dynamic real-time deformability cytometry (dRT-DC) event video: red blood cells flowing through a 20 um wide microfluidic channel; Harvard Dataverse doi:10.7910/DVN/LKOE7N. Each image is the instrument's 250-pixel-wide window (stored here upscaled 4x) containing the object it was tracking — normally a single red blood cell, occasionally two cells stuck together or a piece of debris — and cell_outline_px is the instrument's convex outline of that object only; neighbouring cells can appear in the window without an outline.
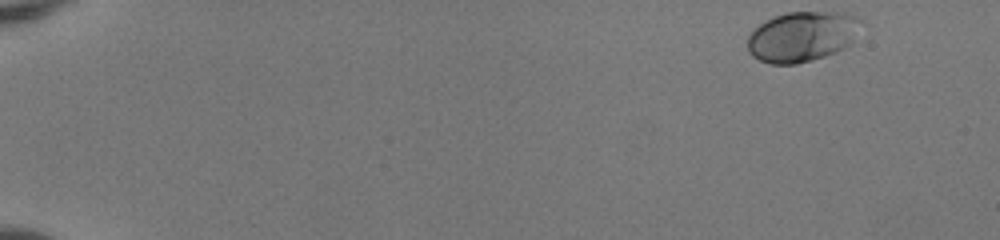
{"species": "human", "species_latin": "Homo sapiens", "temperature_condition": "room temperature", "stored_images_in_passage": 49, "camera_frame_rate_fps": 3000, "um_per_image_px": 0.085, "donor": {"sex": "female"}, "frame": {"image": 1, "passage_image": 1, "time_ms": 0.0, "image_size_px": [1000, 240], "cell_outline_px": [[868, 24], [852, 44], [836, 52], [812, 60], [796, 64], [772, 64], [760, 60], [752, 56], [748, 52], [748, 36], [760, 24], [776, 16], [788, 12], [848, 12], [864, 20]], "centroid_in_image_um": [68.32, 3.09], "position_along_channel_um": 16.7, "area_um2": 33.93}}
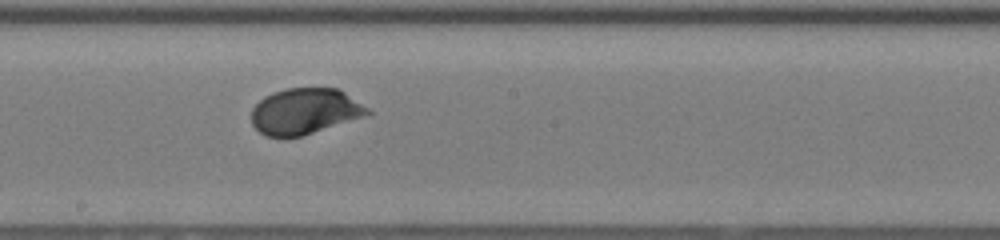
{"frame": {"image": 2, "passage_image": 28, "time_ms": 9.0, "image_size_px": [1000, 240], "cell_outline_px": [[372, 112], [364, 116], [300, 136], [264, 136], [252, 124], [252, 108], [264, 96], [272, 92], [288, 88], [336, 88], [344, 92], [368, 108]], "centroid_in_image_um": [25.88, 9.44], "position_along_channel_um": 222.3, "area_um2": 30.58}}
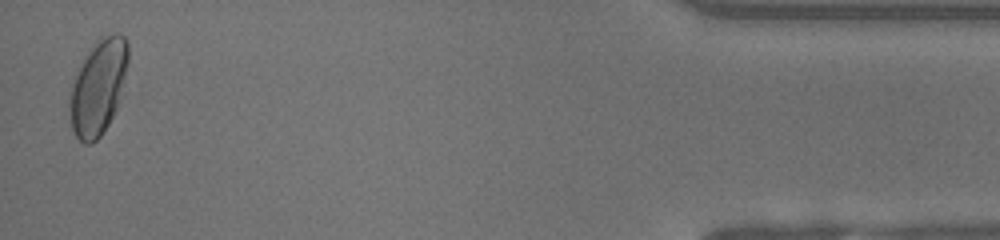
{"frame": {"image": 3, "passage_image": 48, "time_ms": 15.667, "image_size_px": [1000, 240], "cell_outline_px": [[128, 60], [120, 100], [108, 124], [100, 136], [92, 144], [84, 144], [72, 132], [68, 108], [68, 104], [72, 84], [84, 56], [100, 36], [116, 32], [124, 36], [128, 44]], "centroid_in_image_um": [8.34, 7.4], "position_along_channel_um": 426.9, "area_um2": 32.54}, "authors_computed_cell_mechanics": {"area_um2": 31.212, "velocity_mm_per_s": 4.083, "shape_relaxation_time_tau1_ms": 3.3502, "shape_relaxation_time_tau2_ms": null, "deformation_change_tau1": 0.1382, "deformation_change_tau2": null}}